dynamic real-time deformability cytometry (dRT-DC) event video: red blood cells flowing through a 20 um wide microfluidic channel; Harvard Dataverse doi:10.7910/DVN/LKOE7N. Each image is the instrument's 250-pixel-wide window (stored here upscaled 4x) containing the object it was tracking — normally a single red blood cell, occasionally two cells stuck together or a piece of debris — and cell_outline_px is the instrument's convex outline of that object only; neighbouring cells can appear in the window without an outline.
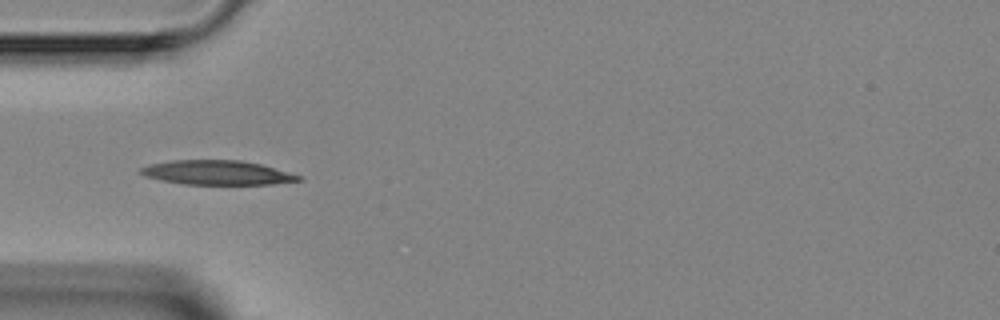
{"species": "Egyptian fruit bat (a non-hibernating species)", "species_latin": "Rousettus aegyptiacus", "temperature_condition": "room temperature", "stored_images_in_passage": 3, "camera_frame_rate_fps": 3000, "um_per_image_px": 0.085, "animal": {"sex": "female"}, "frame": {"image": 1, "passage_image": 3, "time_ms": 2.333, "image_size_px": [1000, 320], "cell_outline_px": [[304, 180], [272, 184], [184, 184], [160, 180], [144, 176], [140, 172], [140, 168], [148, 164], [172, 160], [240, 160], [260, 164], [304, 176]], "centroid_in_image_um": [18.47, 14.67], "position_along_channel_um": 66.5, "area_um2": 22.48}}